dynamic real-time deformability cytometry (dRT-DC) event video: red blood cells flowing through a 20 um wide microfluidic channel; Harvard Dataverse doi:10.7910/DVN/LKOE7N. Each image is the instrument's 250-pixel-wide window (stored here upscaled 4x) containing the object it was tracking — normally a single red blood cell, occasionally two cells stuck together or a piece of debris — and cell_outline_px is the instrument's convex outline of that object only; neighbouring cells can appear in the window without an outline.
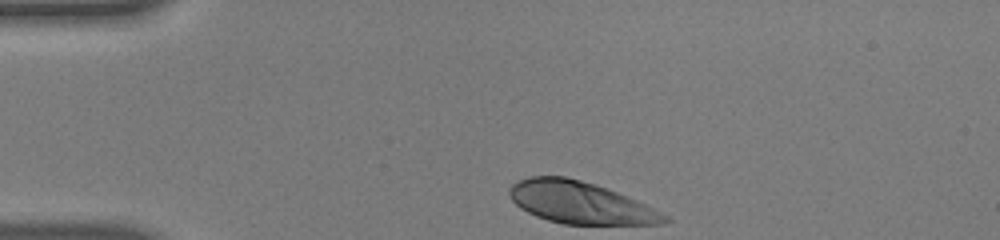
{"species": "human", "species_latin": "Homo sapiens", "temperature_condition": "warm", "stored_images_in_passage": 34, "camera_frame_rate_fps": 3000, "um_per_image_px": 0.085, "donor": {"sex": "male"}, "frame": {"image": 1, "passage_image": 1, "time_ms": 0.0, "image_size_px": [1000, 240], "cell_outline_px": [[672, 220], [664, 224], [564, 224], [548, 220], [536, 216], [520, 208], [508, 196], [508, 188], [516, 180], [528, 176], [564, 176], [596, 184], [636, 200], [668, 216]], "centroid_in_image_um": [49.27, 17.22], "position_along_channel_um": 35.7, "area_um2": 37.92}}
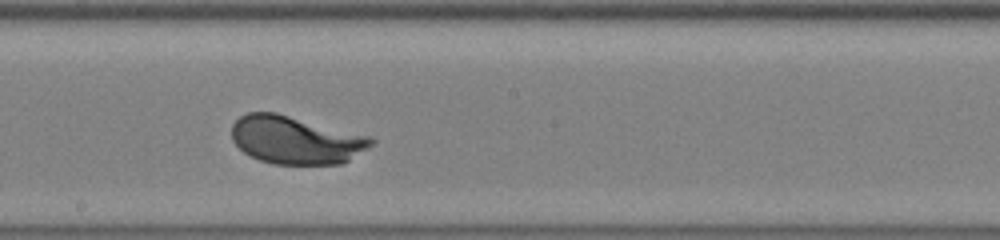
{"frame": {"image": 2, "passage_image": 20, "time_ms": 6.333, "image_size_px": [1000, 240], "cell_outline_px": [[376, 140], [372, 144], [348, 160], [340, 164], [272, 164], [260, 160], [244, 152], [232, 140], [232, 124], [240, 116], [248, 112], [276, 112], [372, 136]], "centroid_in_image_um": [25.13, 11.88], "position_along_channel_um": 223.1, "area_um2": 38.96}}
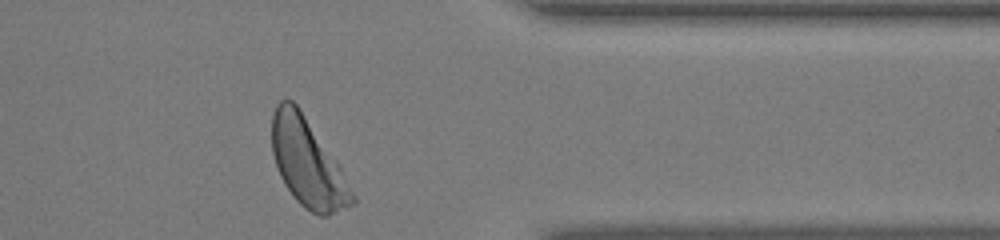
{"frame": {"image": 3, "passage_image": 34, "time_ms": 11.0, "image_size_px": [1000, 240], "cell_outline_px": [[356, 204], [328, 216], [320, 216], [304, 208], [292, 196], [284, 184], [280, 176], [272, 152], [272, 116], [276, 104], [280, 100], [292, 100], [296, 104], [340, 164], [356, 196]], "centroid_in_image_um": [26.18, 13.89], "position_along_channel_um": 385.2, "area_um2": 41.5}, "authors_computed_cell_mechanics": {"area_um2": 38.8416, "velocity_mm_per_s": 3.7334, "shape_relaxation_time_tau1_ms": 1.9202, "shape_relaxation_time_tau2_ms": null, "deformation_change_tau1": 0.1739, "deformation_change_tau2": null}}